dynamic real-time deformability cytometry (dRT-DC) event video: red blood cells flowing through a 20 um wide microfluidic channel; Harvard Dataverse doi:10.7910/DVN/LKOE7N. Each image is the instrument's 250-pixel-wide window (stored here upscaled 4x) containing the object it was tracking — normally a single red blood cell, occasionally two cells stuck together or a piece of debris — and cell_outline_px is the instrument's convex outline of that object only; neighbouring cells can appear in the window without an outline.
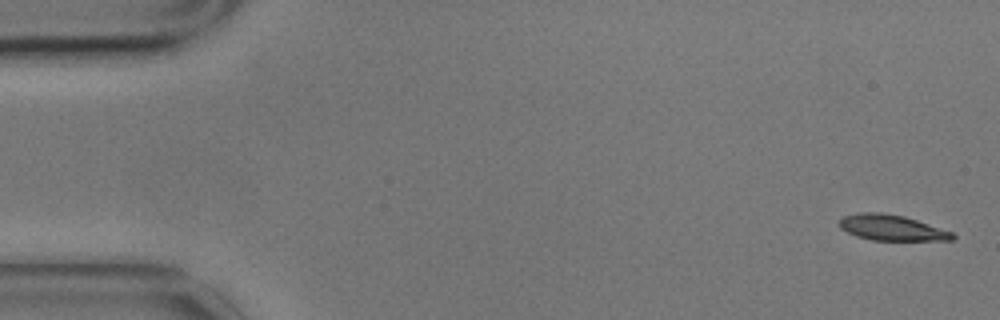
{"species": "common noctule bat (a hibernating species)", "species_latin": "Nyctalus noctula", "temperature_condition": "cold", "stored_images_in_passage": 5, "camera_frame_rate_fps": 3000, "um_per_image_px": 0.085, "animal": {"sex": "male", "body_mass_g": 17.9}, "frame": {"image": 1, "passage_image": 1, "time_ms": 0.0, "image_size_px": [1000, 320], "cell_outline_px": [[956, 236], [952, 240], [872, 240], [856, 236], [840, 228], [836, 224], [844, 216], [860, 212], [880, 212], [904, 216], [952, 232]], "centroid_in_image_um": [75.75, 19.35], "position_along_channel_um": 9.3, "area_um2": 16.82}}
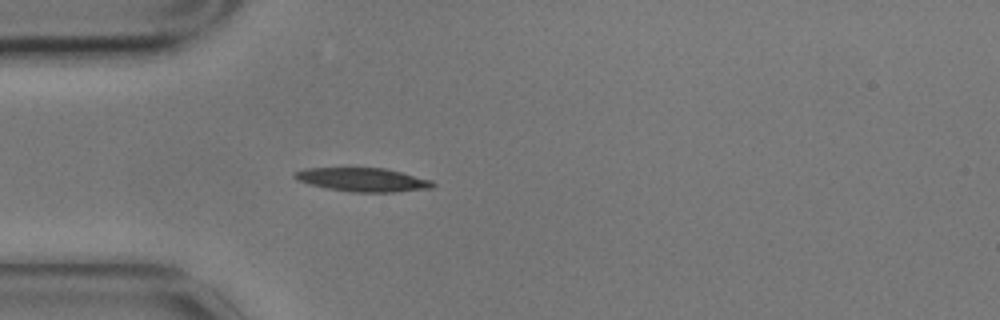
{"frame": {"image": 2, "passage_image": 5, "time_ms": 1.333, "image_size_px": [1000, 320], "cell_outline_px": [[436, 184], [432, 188], [396, 192], [352, 192], [328, 188], [308, 184], [292, 176], [292, 172], [304, 168], [384, 168], [432, 180]], "centroid_in_image_um": [30.83, 15.27], "position_along_channel_um": 54.2, "area_um2": 19.02}}